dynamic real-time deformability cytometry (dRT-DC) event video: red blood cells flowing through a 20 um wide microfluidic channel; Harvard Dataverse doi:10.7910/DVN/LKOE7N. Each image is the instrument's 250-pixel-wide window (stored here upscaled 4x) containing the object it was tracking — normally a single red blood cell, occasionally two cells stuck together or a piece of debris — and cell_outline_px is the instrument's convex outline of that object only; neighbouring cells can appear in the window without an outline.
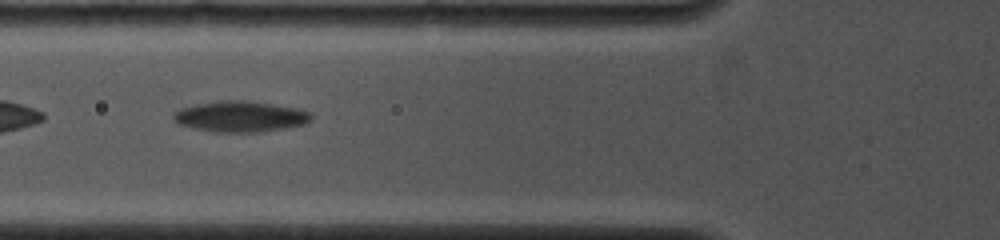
{"species": "common noctule bat (a hibernating species)", "species_latin": "Nyctalus noctula", "temperature_condition": "cold", "stored_images_in_passage": 11, "camera_frame_rate_fps": 4000, "um_per_image_px": 0.085, "animal": {"sex": "female", "body_mass_g": 19.0, "forearm_length_mm": 53.3}, "frame": {"image": 1, "passage_image": 2, "time_ms": 1.25, "image_size_px": [1000, 240], "cell_outline_px": [[312, 120], [304, 124], [288, 128], [264, 132], [216, 132], [192, 128], [176, 124], [172, 120], [172, 112], [180, 108], [196, 104], [220, 100], [252, 100], [296, 108], [312, 112]], "centroid_in_image_um": [20.41, 9.9], "position_along_channel_um": 105.4, "area_um2": 25.37}}
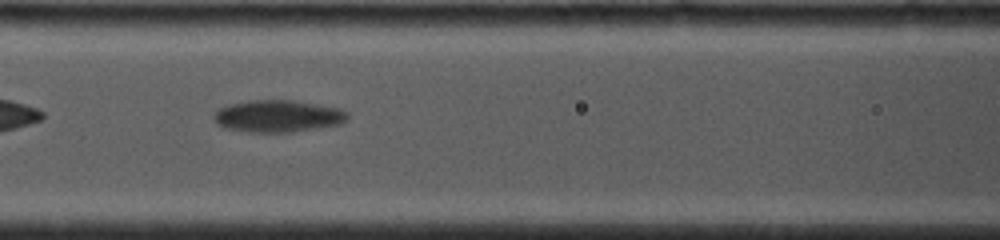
{"frame": {"image": 2, "passage_image": 6, "time_ms": 2.25, "image_size_px": [1000, 240], "cell_outline_px": [[348, 120], [344, 124], [320, 128], [292, 132], [248, 132], [224, 128], [216, 124], [212, 116], [220, 108], [228, 104], [248, 100], [292, 100], [340, 108], [348, 112]], "centroid_in_image_um": [23.64, 9.88], "position_along_channel_um": 143.0, "area_um2": 25.37}}
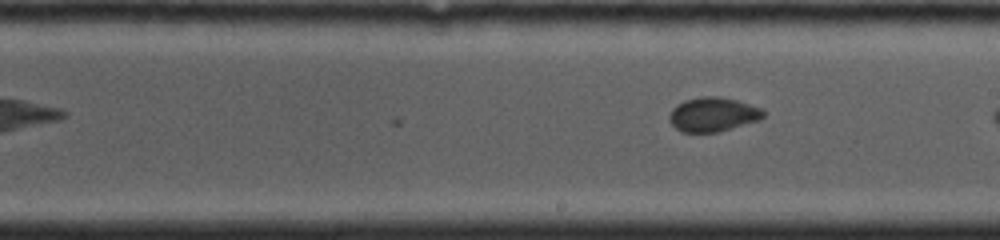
{"frame": {"image": 3, "passage_image": 11, "time_ms": 3.75, "image_size_px": [1000, 240], "cell_outline_px": [[764, 116], [760, 120], [716, 132], [680, 132], [668, 120], [668, 116], [672, 108], [676, 104], [684, 100], [704, 96], [720, 96], [736, 100], [760, 108], [764, 112]], "centroid_in_image_um": [60.55, 9.72], "position_along_channel_um": 228.4, "area_um2": 18.73}}